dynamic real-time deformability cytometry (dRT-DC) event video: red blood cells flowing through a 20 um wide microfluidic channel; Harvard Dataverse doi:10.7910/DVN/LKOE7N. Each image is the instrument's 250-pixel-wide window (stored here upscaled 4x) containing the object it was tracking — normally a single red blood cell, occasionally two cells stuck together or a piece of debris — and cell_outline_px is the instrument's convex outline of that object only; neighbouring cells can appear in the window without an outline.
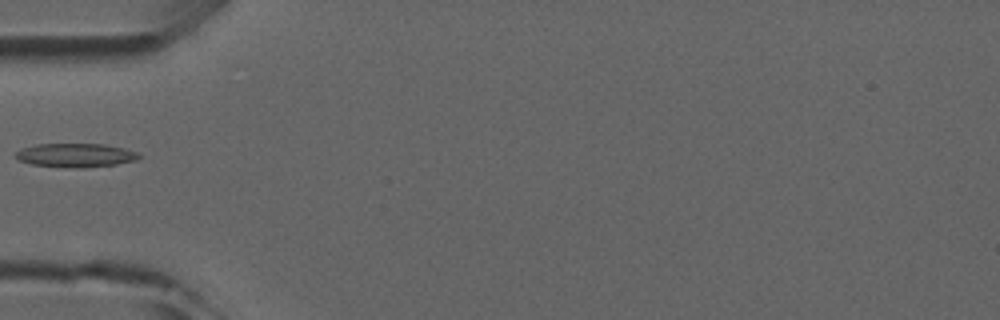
{"species": "common noctule bat (a hibernating species)", "species_latin": "Nyctalus noctula", "temperature_condition": "room temperature", "stored_images_in_passage": 4, "camera_frame_rate_fps": 3000, "um_per_image_px": 0.085, "animal": {"sex": "male", "forearm_length_mm": 52.5}, "frame": {"image": 1, "passage_image": 4, "time_ms": 3.667, "image_size_px": [1000, 320], "cell_outline_px": [[140, 156], [136, 160], [116, 164], [84, 168], [72, 168], [32, 164], [20, 160], [16, 156], [16, 152], [20, 148], [36, 144], [104, 144], [124, 148], [140, 152]], "centroid_in_image_um": [6.45, 13.19], "position_along_channel_um": 78.5, "area_um2": 17.11}}